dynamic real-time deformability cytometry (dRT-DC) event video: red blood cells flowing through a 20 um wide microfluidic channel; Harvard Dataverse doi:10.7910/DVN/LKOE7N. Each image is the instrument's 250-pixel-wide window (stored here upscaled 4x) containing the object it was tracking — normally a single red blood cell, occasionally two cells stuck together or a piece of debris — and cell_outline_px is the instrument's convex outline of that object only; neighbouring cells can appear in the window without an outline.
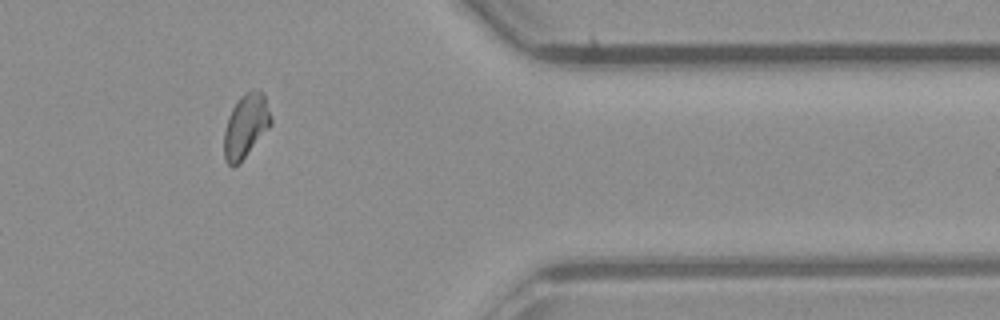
{"species": "common noctule bat (a hibernating species)", "species_latin": "Nyctalus noctula", "temperature_condition": "room temperature", "stored_images_in_passage": 44, "camera_frame_rate_fps": 3000, "um_per_image_px": 0.085, "animal": {"sex": "male", "body_mass_g": 23.1, "forearm_length_mm": 52.7}, "frame": {"image": 1, "passage_image": 41, "time_ms": 13.333, "image_size_px": [1000, 320], "cell_outline_px": [[272, 124], [240, 164], [232, 168], [224, 160], [224, 132], [228, 116], [232, 108], [240, 96], [248, 92], [260, 92], [264, 96], [272, 116]], "centroid_in_image_um": [20.88, 10.78], "position_along_channel_um": 390.5, "area_um2": 17.4}}